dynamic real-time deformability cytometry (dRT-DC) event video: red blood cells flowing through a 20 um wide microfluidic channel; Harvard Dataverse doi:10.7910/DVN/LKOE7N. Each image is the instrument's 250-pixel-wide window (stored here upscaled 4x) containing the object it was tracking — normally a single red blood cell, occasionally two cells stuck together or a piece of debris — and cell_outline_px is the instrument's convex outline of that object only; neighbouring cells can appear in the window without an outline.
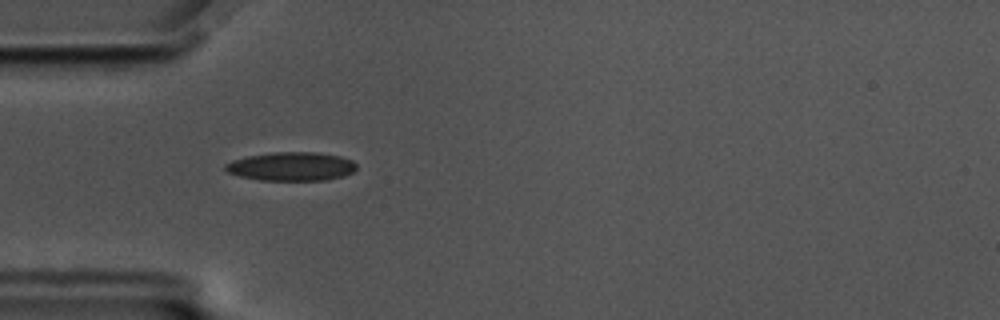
{"species": "common noctule bat (a hibernating species)", "species_latin": "Nyctalus noctula", "temperature_condition": "cold", "stored_images_in_passage": 57, "camera_frame_rate_fps": 3000, "um_per_image_px": 0.085, "animal": {"sex": "male", "body_mass_g": 17.5, "forearm_length_mm": 52.3}, "frame": {"image": 1, "passage_image": 17, "time_ms": 5.333, "image_size_px": [1000, 320], "cell_outline_px": [[356, 168], [352, 172], [344, 176], [324, 180], [260, 180], [240, 176], [228, 172], [224, 168], [224, 164], [232, 160], [248, 156], [276, 152], [316, 152], [340, 156], [352, 160], [356, 164]], "centroid_in_image_um": [24.77, 14.14], "position_along_channel_um": 60.2, "area_um2": 21.85}}
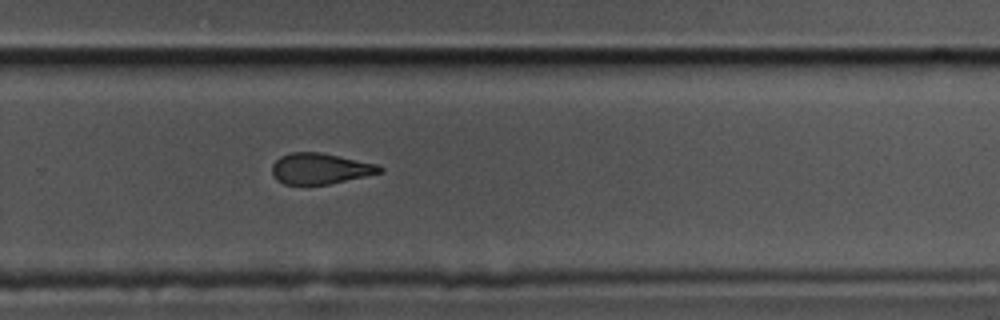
{"frame": {"image": 2, "passage_image": 38, "time_ms": 12.333, "image_size_px": [1000, 320], "cell_outline_px": [[384, 172], [328, 184], [284, 184], [276, 180], [272, 172], [272, 164], [280, 156], [292, 152], [320, 152], [376, 164], [384, 168]], "centroid_in_image_um": [27.2, 14.33], "position_along_channel_um": 302.6, "area_um2": 19.25}}
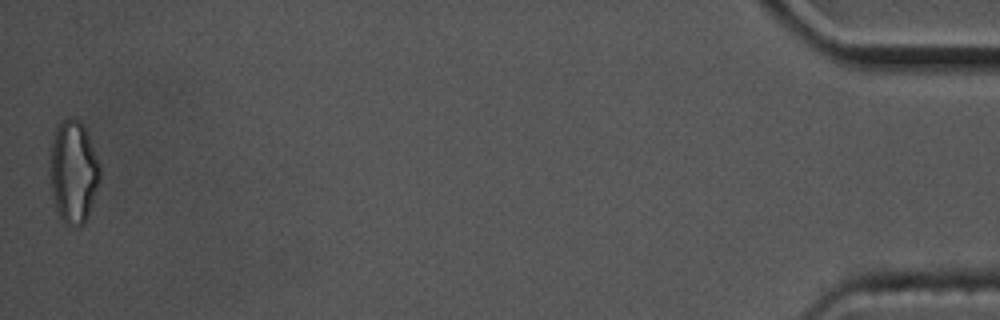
{"frame": {"image": 3, "passage_image": 57, "time_ms": 18.667, "image_size_px": [1000, 320], "cell_outline_px": [[100, 180], [88, 216], [84, 224], [80, 228], [64, 224], [56, 208], [52, 192], [48, 168], [52, 140], [56, 128], [68, 116], [80, 120], [88, 136], [100, 164]], "centroid_in_image_um": [6.23, 14.64], "position_along_channel_um": 429.0, "area_um2": 30.11}, "authors_computed_cell_mechanics": {"area_um2": 21.0392, "velocity_mm_per_s": 3.4979, "shape_relaxation_time_tau1_ms": 4.0264, "shape_relaxation_time_tau2_ms": 2.7916, "deformation_change_tau1": 0.1452, "deformation_change_tau2": 0.113}}